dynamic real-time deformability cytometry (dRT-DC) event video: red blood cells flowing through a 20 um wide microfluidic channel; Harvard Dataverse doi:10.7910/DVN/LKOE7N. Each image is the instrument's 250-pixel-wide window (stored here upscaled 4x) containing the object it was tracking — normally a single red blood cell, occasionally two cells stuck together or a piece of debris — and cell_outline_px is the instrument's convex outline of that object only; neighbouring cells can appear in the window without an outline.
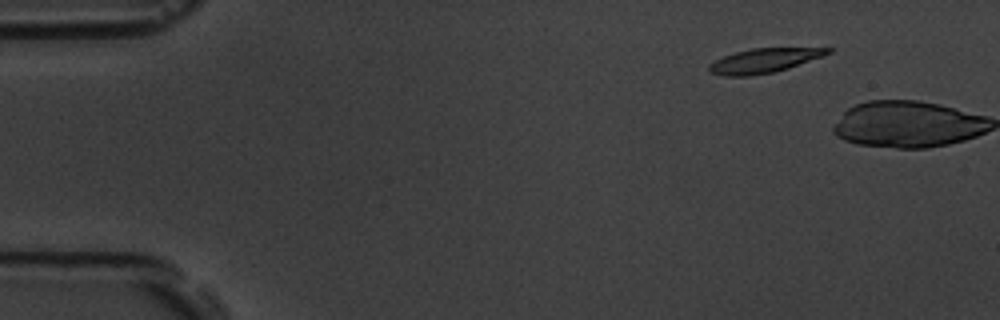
{"species": "common noctule bat (a hibernating species)", "species_latin": "Nyctalus noctula", "temperature_condition": "room temperature", "stored_images_in_passage": 2, "camera_frame_rate_fps": 3000, "um_per_image_px": 0.085, "animal": {"sex": "male", "body_mass_g": 19.5, "forearm_length_mm": 54.6}, "frame": {"image": 1, "passage_image": 1, "time_ms": 0.0, "image_size_px": [1000, 320], "cell_outline_px": [[832, 52], [788, 68], [772, 72], [752, 76], [724, 76], [708, 72], [708, 64], [724, 56], [736, 52], [752, 48], [832, 48]], "centroid_in_image_um": [64.88, 5.16], "position_along_channel_um": 20.1, "area_um2": 16.65}}